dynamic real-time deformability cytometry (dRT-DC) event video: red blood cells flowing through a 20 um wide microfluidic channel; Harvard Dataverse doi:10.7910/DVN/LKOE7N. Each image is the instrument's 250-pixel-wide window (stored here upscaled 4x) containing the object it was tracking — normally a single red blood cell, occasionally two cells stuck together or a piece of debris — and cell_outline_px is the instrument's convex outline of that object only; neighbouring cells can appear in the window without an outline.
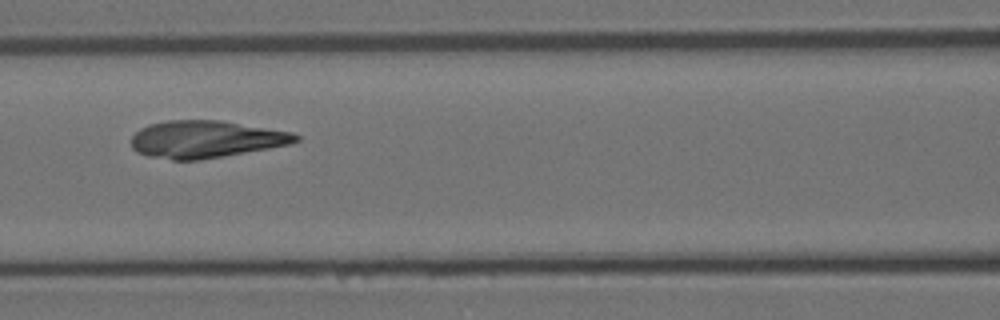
{"species": "Egyptian fruit bat (a non-hibernating species)", "species_latin": "Rousettus aegyptiacus", "temperature_condition": "room temperature", "stored_images_in_passage": 35, "camera_frame_rate_fps": 3000, "um_per_image_px": 0.085, "animal": {"sex": "female"}, "frame": {"image": 1, "passage_image": 12, "time_ms": 3.667, "image_size_px": [1000, 320], "cell_outline_px": [[300, 140], [288, 144], [268, 148], [200, 160], [172, 160], [148, 156], [136, 152], [132, 148], [132, 136], [140, 128], [148, 124], [168, 120], [220, 120], [292, 132], [300, 136]], "centroid_in_image_um": [17.45, 11.83], "position_along_channel_um": 149.1, "area_um2": 35.6}}
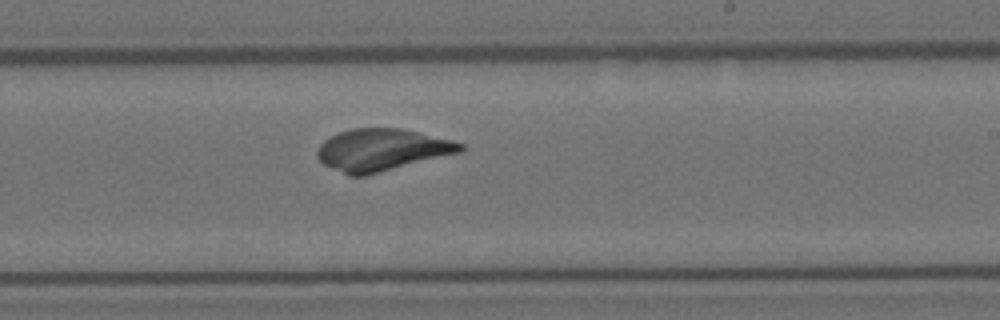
{"frame": {"image": 2, "passage_image": 21, "time_ms": 6.667, "image_size_px": [1000, 320], "cell_outline_px": [[464, 148], [460, 152], [364, 176], [348, 176], [324, 164], [316, 156], [316, 152], [320, 144], [328, 136], [352, 128], [400, 128], [452, 140], [464, 144]], "centroid_in_image_um": [32.41, 12.73], "position_along_channel_um": 256.6, "area_um2": 34.85}}
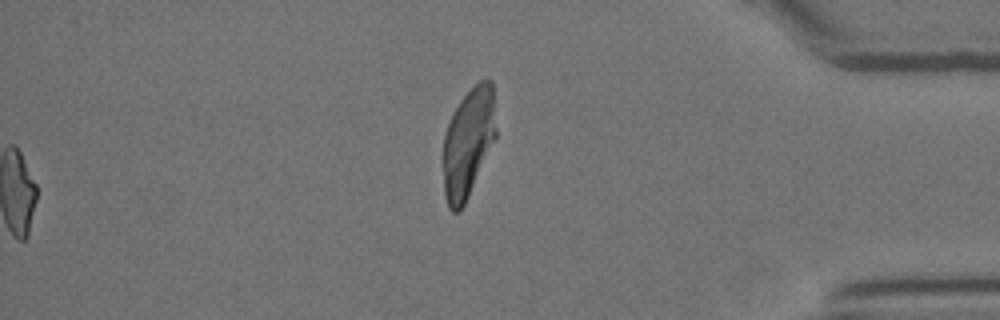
{"frame": {"image": 3, "passage_image": 35, "time_ms": 11.333, "image_size_px": [1000, 320], "cell_outline_px": [[496, 136], [468, 196], [460, 212], [452, 212], [448, 208], [444, 196], [440, 160], [444, 132], [452, 112], [460, 100], [480, 80], [492, 80], [496, 128]], "centroid_in_image_um": [39.72, 12.17], "position_along_channel_um": 395.5, "area_um2": 34.33}}